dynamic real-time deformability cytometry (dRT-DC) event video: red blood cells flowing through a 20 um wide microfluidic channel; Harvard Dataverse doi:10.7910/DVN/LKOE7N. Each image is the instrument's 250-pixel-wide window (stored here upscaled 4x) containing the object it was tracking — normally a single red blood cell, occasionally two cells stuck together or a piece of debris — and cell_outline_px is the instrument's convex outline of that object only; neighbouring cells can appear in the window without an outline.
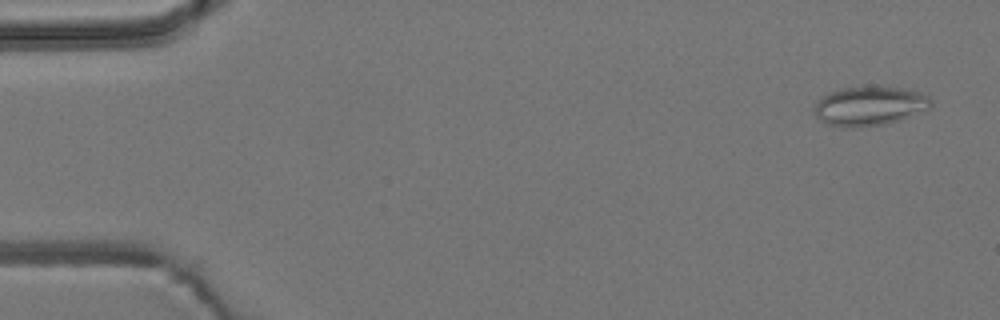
{"species": "common noctule bat (a hibernating species)", "species_latin": "Nyctalus noctula", "temperature_condition": "room temperature", "stored_images_in_passage": 54, "camera_frame_rate_fps": 3000, "um_per_image_px": 0.085, "animal": {"sex": "male", "body_mass_g": 19.2, "forearm_length_mm": 51.8}, "frame": {"image": 1, "passage_image": 3, "time_ms": 0.667, "image_size_px": [1000, 320], "cell_outline_px": [[932, 108], [900, 120], [884, 124], [856, 128], [828, 124], [820, 120], [816, 116], [812, 108], [816, 100], [820, 96], [828, 92], [840, 88], [900, 88], [916, 92], [928, 96], [932, 100]], "centroid_in_image_um": [73.87, 9.03], "position_along_channel_um": 11.1, "area_um2": 26.53}}
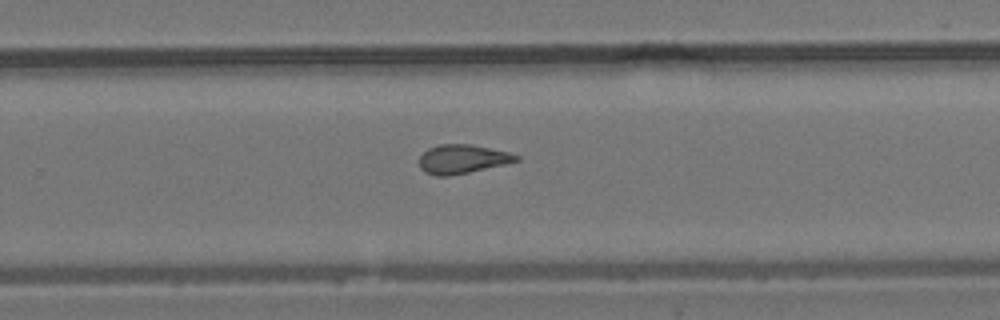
{"frame": {"image": 2, "passage_image": 35, "time_ms": 11.333, "image_size_px": [1000, 320], "cell_outline_px": [[520, 160], [504, 164], [468, 172], [448, 176], [436, 176], [424, 172], [420, 168], [420, 156], [428, 148], [440, 144], [472, 144], [508, 152], [520, 156]], "centroid_in_image_um": [39.28, 13.51], "position_along_channel_um": 290.5, "area_um2": 16.24}}
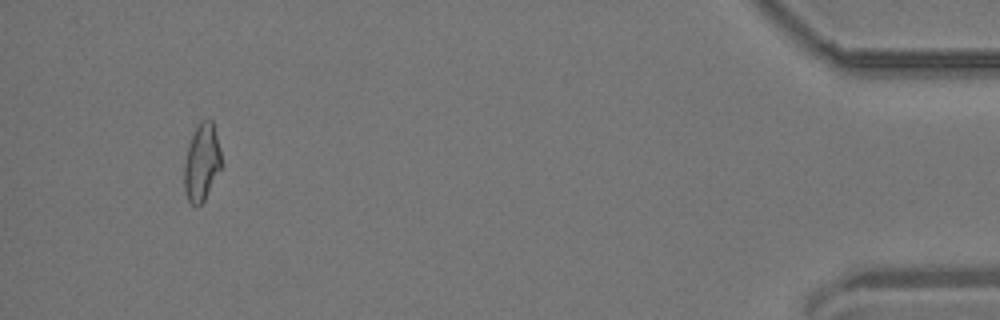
{"frame": {"image": 3, "passage_image": 51, "time_ms": 16.667, "image_size_px": [1000, 320], "cell_outline_px": [[220, 168], [204, 200], [196, 208], [188, 200], [184, 188], [184, 164], [188, 144], [200, 120], [212, 120], [220, 152]], "centroid_in_image_um": [17.11, 13.82], "position_along_channel_um": 418.1, "area_um2": 16.3}, "authors_computed_cell_mechanics": {"area_um2": 16.9643, "velocity_mm_per_s": 3.8282, "shape_relaxation_time_tau1_ms": null, "shape_relaxation_time_tau2_ms": 2.0529, "deformation_change_tau1": null, "deformation_change_tau2": 0.1023}}